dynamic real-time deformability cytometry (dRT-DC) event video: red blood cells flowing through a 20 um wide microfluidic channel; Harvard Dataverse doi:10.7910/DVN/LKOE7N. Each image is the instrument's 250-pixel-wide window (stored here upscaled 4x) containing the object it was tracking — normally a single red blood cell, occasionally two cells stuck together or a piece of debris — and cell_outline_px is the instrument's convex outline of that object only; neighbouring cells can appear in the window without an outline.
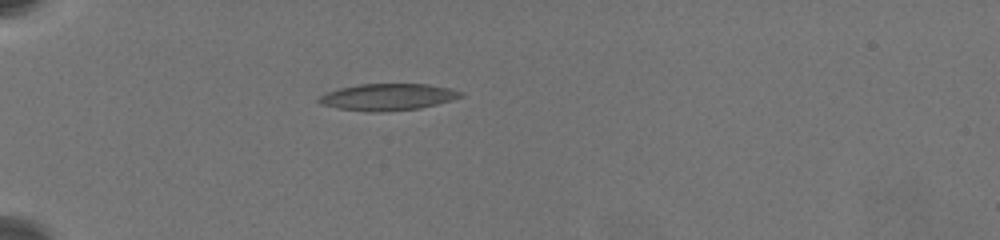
{"species": "common noctule bat (a hibernating species)", "species_latin": "Nyctalus noctula", "temperature_condition": "warm", "stored_images_in_passage": 32, "camera_frame_rate_fps": 3000, "um_per_image_px": 0.085, "animal": {"sex": "female", "body_mass_g": 19.5, "forearm_length_mm": 54.1}, "frame": {"image": 1, "passage_image": 1, "time_ms": 0.0, "image_size_px": [1000, 240], "cell_outline_px": [[464, 96], [436, 104], [420, 108], [380, 112], [368, 112], [340, 108], [320, 104], [316, 100], [320, 96], [328, 92], [340, 88], [360, 84], [428, 84], [448, 88], [464, 92]], "centroid_in_image_um": [32.97, 8.24], "position_along_channel_um": 52.0, "area_um2": 21.91}}
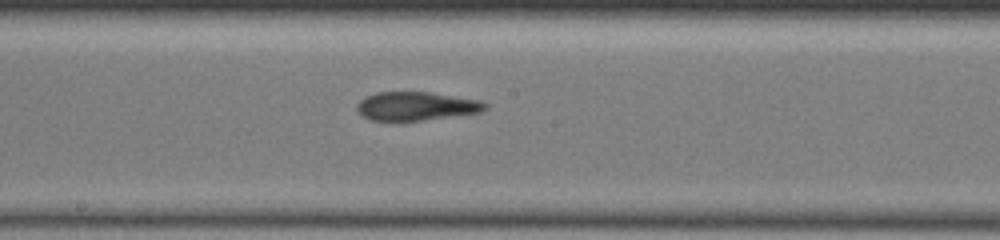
{"frame": {"image": 2, "passage_image": 13, "time_ms": 5.667, "image_size_px": [1000, 240], "cell_outline_px": [[488, 108], [480, 112], [400, 124], [392, 124], [368, 120], [360, 116], [356, 108], [360, 100], [376, 92], [428, 92], [480, 100], [488, 104]], "centroid_in_image_um": [35.3, 9.08], "position_along_channel_um": 212.9, "area_um2": 22.31}}
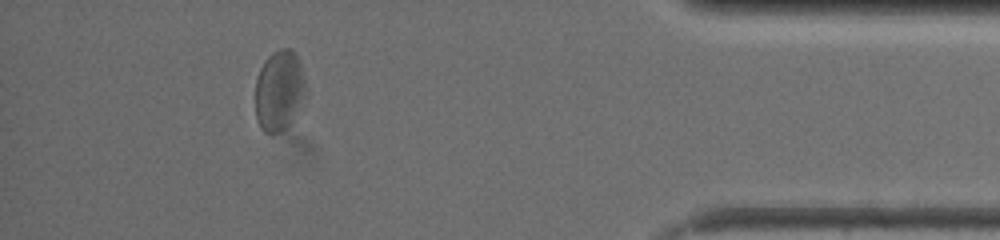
{"frame": {"image": 3, "passage_image": 28, "time_ms": 12.667, "image_size_px": [1000, 240], "cell_outline_px": [[308, 92], [292, 124], [280, 132], [264, 132], [256, 120], [256, 80], [260, 68], [264, 60], [272, 52], [280, 48], [292, 48], [300, 60], [308, 88]], "centroid_in_image_um": [23.78, 7.68], "position_along_channel_um": 411.4, "area_um2": 24.45}, "authors_computed_cell_mechanics": {"area_um2": 22.0507, "velocity_mm_per_s": 3.3848, "shape_relaxation_time_tau1_ms": 5.6443, "shape_relaxation_time_tau2_ms": 1.8232, "deformation_change_tau1": 0.1615, "deformation_change_tau2": 0.099}}